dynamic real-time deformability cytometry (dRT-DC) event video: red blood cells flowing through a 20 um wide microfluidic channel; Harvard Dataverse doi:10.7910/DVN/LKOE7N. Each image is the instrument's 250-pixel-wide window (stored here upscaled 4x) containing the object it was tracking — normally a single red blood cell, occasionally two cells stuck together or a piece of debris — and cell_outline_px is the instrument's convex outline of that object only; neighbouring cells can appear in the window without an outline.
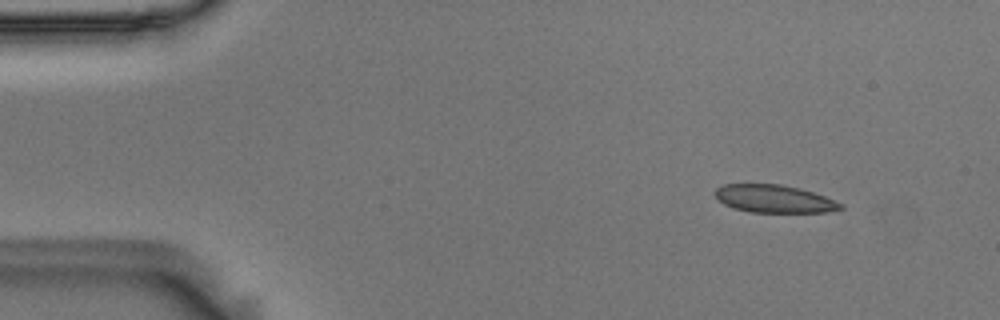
{"species": "Egyptian fruit bat (a non-hibernating species)", "species_latin": "Rousettus aegyptiacus", "temperature_condition": "room temperature", "stored_images_in_passage": 51, "camera_frame_rate_fps": 3000, "um_per_image_px": 0.085, "animal": {"sex": "male"}, "frame": {"image": 1, "passage_image": 1, "time_ms": 0.0, "image_size_px": [1000, 320], "cell_outline_px": [[844, 208], [824, 212], [752, 212], [732, 208], [724, 204], [712, 192], [716, 188], [724, 184], [780, 184], [800, 188], [824, 196], [844, 204]], "centroid_in_image_um": [65.79, 16.89], "position_along_channel_um": 19.2, "area_um2": 20.29}}
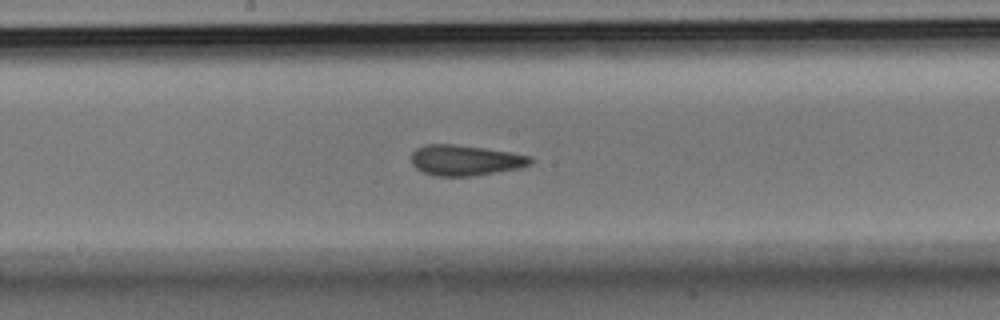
{"frame": {"image": 2, "passage_image": 24, "time_ms": 7.667, "image_size_px": [1000, 320], "cell_outline_px": [[532, 164], [520, 168], [472, 176], [436, 176], [424, 172], [416, 168], [412, 164], [412, 152], [416, 148], [424, 144], [452, 144], [484, 148], [512, 152], [532, 156]], "centroid_in_image_um": [39.56, 13.62], "position_along_channel_um": 208.6, "area_um2": 21.27}}
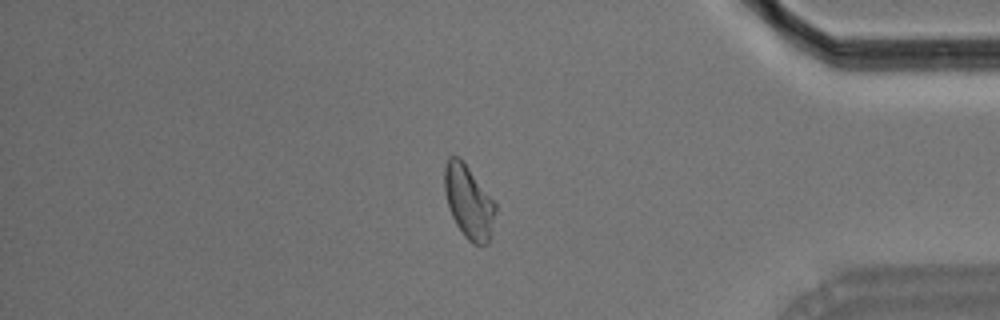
{"frame": {"image": 3, "passage_image": 42, "time_ms": 13.667, "image_size_px": [1000, 320], "cell_outline_px": [[496, 212], [488, 244], [472, 244], [464, 236], [456, 224], [448, 208], [444, 192], [444, 168], [448, 156], [460, 156], [496, 200]], "centroid_in_image_um": [39.84, 17.11], "position_along_channel_um": 395.4, "area_um2": 22.31}, "authors_computed_cell_mechanics": {"area_um2": 21.1548, "velocity_mm_per_s": 3.5982, "shape_relaxation_time_tau1_ms": 8.1912, "shape_relaxation_time_tau2_ms": 1.9962, "deformation_change_tau1": 0.1418, "deformation_change_tau2": 0.0682}}